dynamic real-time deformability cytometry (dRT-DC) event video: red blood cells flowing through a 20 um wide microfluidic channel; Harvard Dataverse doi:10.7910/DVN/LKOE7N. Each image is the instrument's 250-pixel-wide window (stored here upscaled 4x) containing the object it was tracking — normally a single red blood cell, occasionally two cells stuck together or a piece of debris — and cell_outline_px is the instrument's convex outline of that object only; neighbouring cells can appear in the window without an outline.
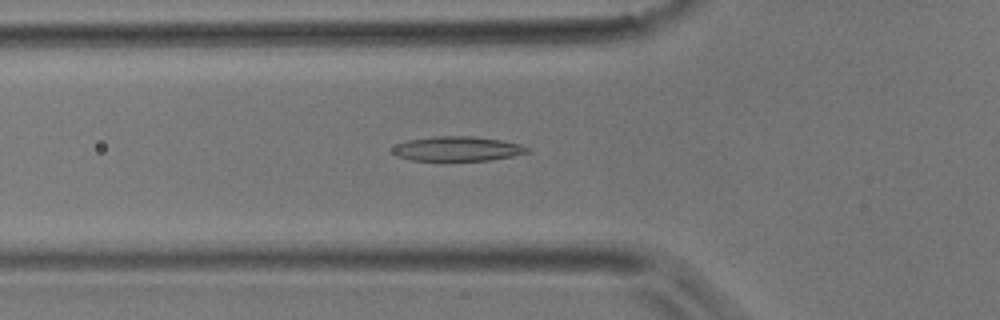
{"species": "common noctule bat (a hibernating species)", "species_latin": "Nyctalus noctula", "temperature_condition": "room temperature", "stored_images_in_passage": 39, "camera_frame_rate_fps": 3000, "um_per_image_px": 0.085, "animal": {"sex": "male", "body_mass_g": 17.9}, "frame": {"image": 1, "passage_image": 10, "time_ms": 3.0, "image_size_px": [1000, 320], "cell_outline_px": [[532, 152], [512, 156], [488, 160], [412, 160], [396, 156], [388, 152], [396, 144], [408, 140], [436, 136], [472, 136], [500, 140], [520, 144], [528, 148]], "centroid_in_image_um": [38.84, 12.64], "position_along_channel_um": 87.0, "area_um2": 19.31}}
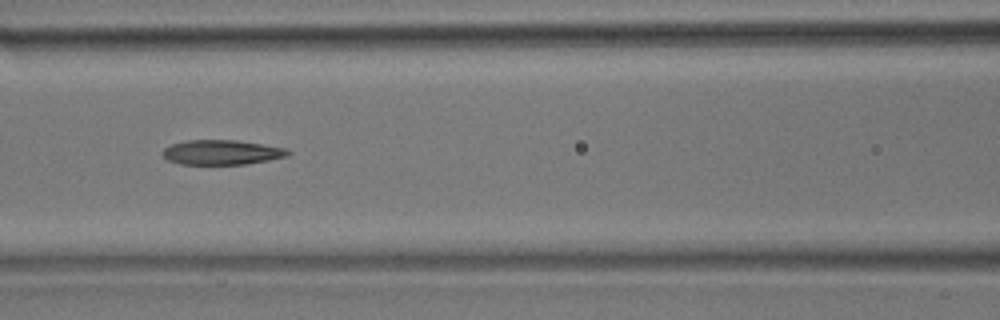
{"frame": {"image": 2, "passage_image": 14, "time_ms": 4.333, "image_size_px": [1000, 320], "cell_outline_px": [[292, 152], [288, 156], [268, 160], [244, 164], [180, 164], [168, 160], [160, 152], [164, 148], [172, 144], [188, 140], [236, 140], [284, 148]], "centroid_in_image_um": [18.82, 12.95], "position_along_channel_um": 147.8, "area_um2": 17.92}}
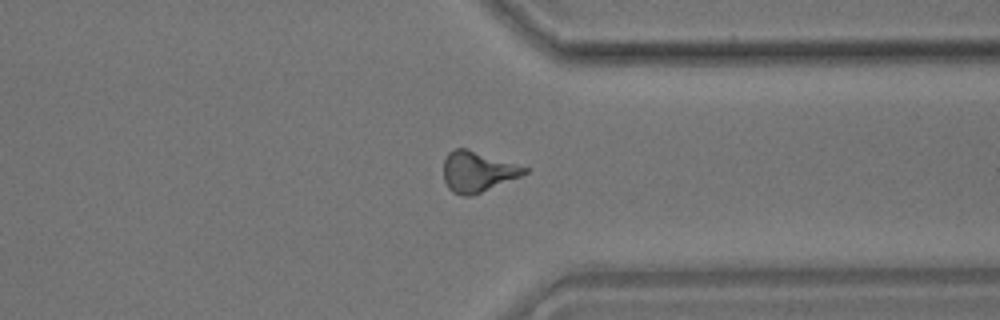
{"frame": {"image": 3, "passage_image": 29, "time_ms": 9.333, "image_size_px": [1000, 320], "cell_outline_px": [[528, 172], [520, 176], [480, 192], [468, 196], [464, 196], [452, 192], [448, 188], [444, 180], [444, 160], [448, 152], [456, 148], [468, 148], [528, 168]], "centroid_in_image_um": [40.56, 14.57], "position_along_channel_um": 370.8, "area_um2": 18.84}}